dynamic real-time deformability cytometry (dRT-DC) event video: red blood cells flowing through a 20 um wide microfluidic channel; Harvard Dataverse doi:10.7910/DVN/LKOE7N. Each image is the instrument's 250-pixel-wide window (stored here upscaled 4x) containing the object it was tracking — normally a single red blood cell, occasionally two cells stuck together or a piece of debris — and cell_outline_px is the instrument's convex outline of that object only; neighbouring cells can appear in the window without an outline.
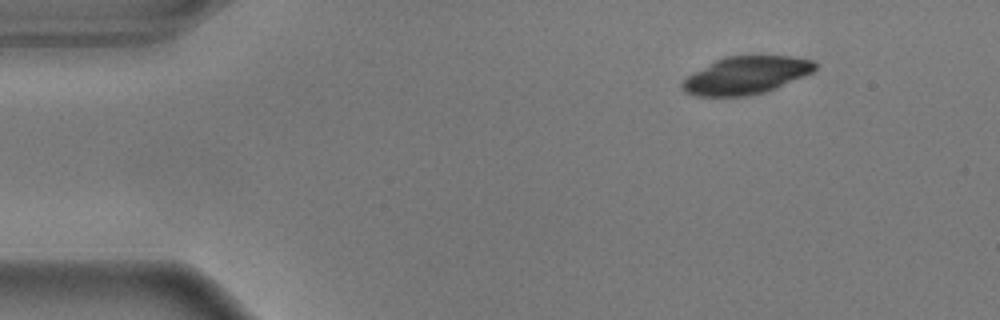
{"species": "common noctule bat (a hibernating species)", "species_latin": "Nyctalus noctula", "temperature_condition": "warm", "stored_images_in_passage": 49, "camera_frame_rate_fps": 3000, "um_per_image_px": 0.085, "animal": {"sex": "male", "body_mass_g": 17.9}, "frame": {"image": 1, "passage_image": 1, "time_ms": 0.0, "image_size_px": [1000, 320], "cell_outline_px": [[816, 68], [812, 72], [776, 88], [764, 92], [740, 96], [696, 96], [684, 92], [680, 88], [680, 84], [684, 76], [724, 56], [796, 56], [812, 60], [816, 64]], "centroid_in_image_um": [63.35, 6.39], "position_along_channel_um": 21.7, "area_um2": 29.19}}